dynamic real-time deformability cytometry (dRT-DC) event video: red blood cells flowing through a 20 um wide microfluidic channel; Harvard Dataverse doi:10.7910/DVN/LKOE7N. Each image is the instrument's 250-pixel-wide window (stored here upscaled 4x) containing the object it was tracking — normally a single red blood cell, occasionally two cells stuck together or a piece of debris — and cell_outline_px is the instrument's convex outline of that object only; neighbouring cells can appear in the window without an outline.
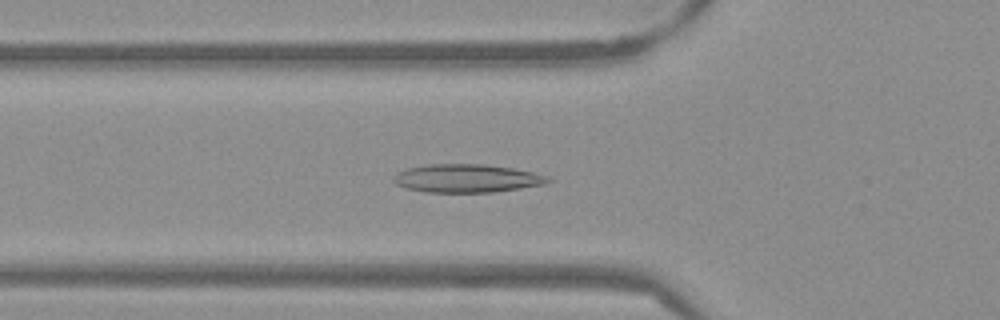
{"species": "Egyptian fruit bat (a non-hibernating species)", "species_latin": "Rousettus aegyptiacus", "temperature_condition": "warm", "stored_images_in_passage": 53, "camera_frame_rate_fps": 3000, "um_per_image_px": 0.085, "frame": {"image": 1, "passage_image": 19, "time_ms": 6.0, "image_size_px": [1000, 320], "cell_outline_px": [[552, 180], [548, 184], [492, 192], [424, 192], [404, 188], [396, 184], [392, 180], [392, 176], [408, 168], [428, 164], [484, 164], [512, 168], [532, 172], [548, 176]], "centroid_in_image_um": [39.68, 15.16], "position_along_channel_um": 86.1, "area_um2": 25.49}}
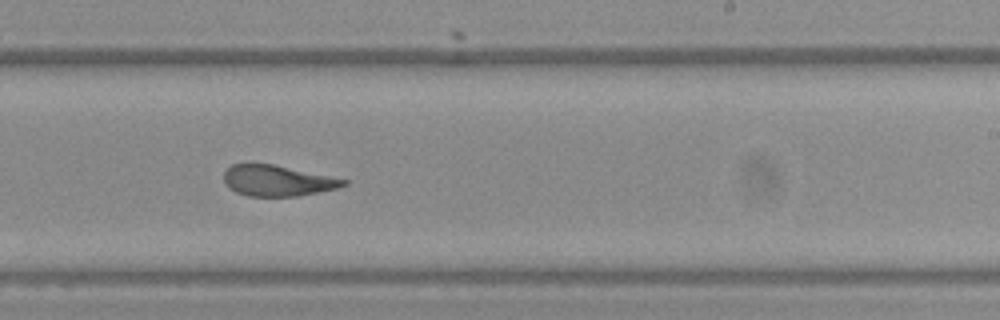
{"frame": {"image": 2, "passage_image": 33, "time_ms": 10.667, "image_size_px": [1000, 320], "cell_outline_px": [[348, 184], [336, 188], [300, 196], [248, 196], [236, 192], [228, 188], [224, 184], [224, 172], [232, 164], [272, 164], [348, 180]], "centroid_in_image_um": [23.55, 15.37], "position_along_channel_um": 265.5, "area_um2": 21.33}}
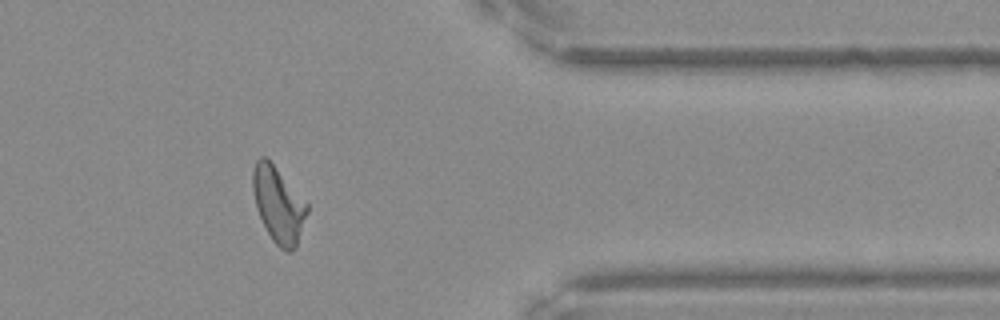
{"frame": {"image": 3, "passage_image": 44, "time_ms": 14.333, "image_size_px": [1000, 320], "cell_outline_px": [[308, 212], [296, 248], [292, 252], [288, 252], [280, 248], [272, 240], [256, 208], [252, 188], [252, 172], [256, 160], [260, 156], [264, 156], [272, 164], [308, 204]], "centroid_in_image_um": [23.66, 17.43], "position_along_channel_um": 387.7, "area_um2": 23.64}, "authors_computed_cell_mechanics": {"area_um2": 23.8714, "velocity_mm_per_s": 3.8321, "shape_relaxation_time_tau1_ms": null, "shape_relaxation_time_tau2_ms": 1.7387, "deformation_change_tau1": null, "deformation_change_tau2": 0.0974}}